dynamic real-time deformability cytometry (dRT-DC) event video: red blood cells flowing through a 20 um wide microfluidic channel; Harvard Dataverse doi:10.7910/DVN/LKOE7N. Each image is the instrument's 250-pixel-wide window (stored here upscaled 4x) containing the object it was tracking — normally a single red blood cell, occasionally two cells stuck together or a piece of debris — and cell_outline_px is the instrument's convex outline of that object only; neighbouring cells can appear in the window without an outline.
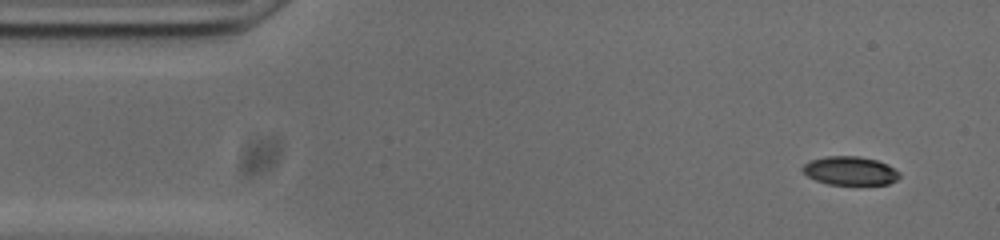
{"species": "common noctule bat (a hibernating species)", "species_latin": "Nyctalus noctula", "temperature_condition": "cold", "stored_images_in_passage": 51, "camera_frame_rate_fps": 3000, "um_per_image_px": 0.085, "animal": {"sex": "male", "body_mass_g": 20.0, "forearm_length_mm": 53.3}, "frame": {"image": 1, "passage_image": 1, "time_ms": 0.0, "image_size_px": [1000, 240], "cell_outline_px": [[900, 176], [896, 180], [888, 184], [828, 184], [816, 180], [808, 176], [800, 168], [804, 164], [812, 160], [824, 156], [860, 156], [876, 160], [888, 164], [900, 172]], "centroid_in_image_um": [72.27, 14.51], "position_along_channel_um": 12.7, "area_um2": 16.13}}
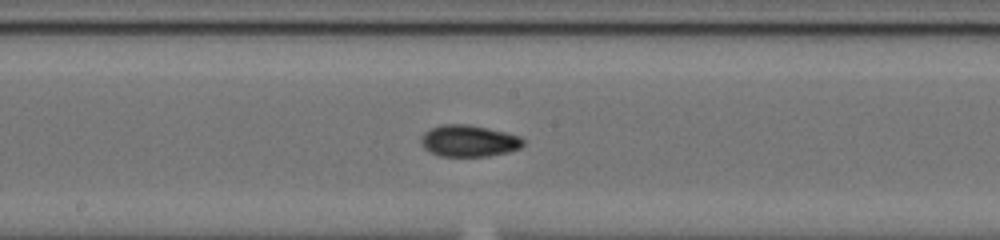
{"frame": {"image": 2, "passage_image": 24, "time_ms": 7.667, "image_size_px": [1000, 240], "cell_outline_px": [[524, 144], [520, 148], [508, 152], [488, 156], [440, 156], [424, 148], [420, 144], [420, 136], [424, 132], [432, 128], [444, 124], [468, 124], [504, 132], [520, 136], [524, 140]], "centroid_in_image_um": [39.84, 11.98], "position_along_channel_um": 208.4, "area_um2": 18.79}}
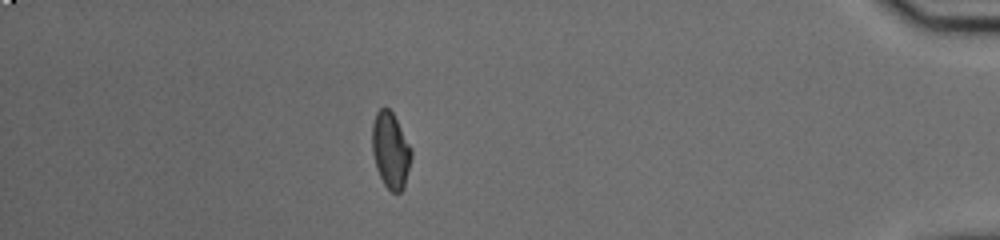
{"frame": {"image": 3, "passage_image": 44, "time_ms": 14.333, "image_size_px": [1000, 240], "cell_outline_px": [[412, 156], [404, 188], [400, 192], [392, 192], [384, 184], [376, 168], [372, 152], [372, 124], [376, 112], [380, 108], [388, 108], [392, 112], [412, 148]], "centroid_in_image_um": [33.2, 12.78], "position_along_channel_um": 402.0, "area_um2": 17.4}, "authors_computed_cell_mechanics": {"area_um2": 17.5712, "velocity_mm_per_s": 3.7459, "shape_relaxation_time_tau1_ms": null, "shape_relaxation_time_tau2_ms": 2.9757, "deformation_change_tau1": null, "deformation_change_tau2": 0.0704}}